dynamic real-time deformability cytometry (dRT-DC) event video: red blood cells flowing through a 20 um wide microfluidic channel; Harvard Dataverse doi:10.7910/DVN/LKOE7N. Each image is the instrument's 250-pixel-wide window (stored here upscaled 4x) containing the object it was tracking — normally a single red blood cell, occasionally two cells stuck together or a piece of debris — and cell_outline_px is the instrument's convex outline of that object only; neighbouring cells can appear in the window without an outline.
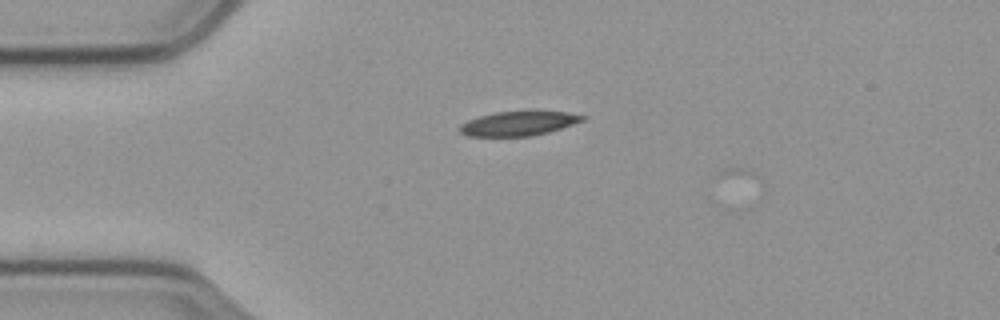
{"species": "common noctule bat (a hibernating species)", "species_latin": "Nyctalus noctula", "temperature_condition": "cold", "stored_images_in_passage": 4, "camera_frame_rate_fps": 3000, "um_per_image_px": 0.085, "animal": {"sex": "male", "body_mass_g": 23.1, "forearm_length_mm": 52.7}, "frame": {"image": 1, "passage_image": 3, "time_ms": 0.667, "image_size_px": [1000, 320], "cell_outline_px": [[588, 116], [584, 120], [548, 132], [528, 136], [468, 136], [460, 132], [460, 124], [468, 120], [480, 116], [496, 112], [524, 108], [536, 108], [568, 112]], "centroid_in_image_um": [44.14, 10.42], "position_along_channel_um": 40.9, "area_um2": 18.26}}